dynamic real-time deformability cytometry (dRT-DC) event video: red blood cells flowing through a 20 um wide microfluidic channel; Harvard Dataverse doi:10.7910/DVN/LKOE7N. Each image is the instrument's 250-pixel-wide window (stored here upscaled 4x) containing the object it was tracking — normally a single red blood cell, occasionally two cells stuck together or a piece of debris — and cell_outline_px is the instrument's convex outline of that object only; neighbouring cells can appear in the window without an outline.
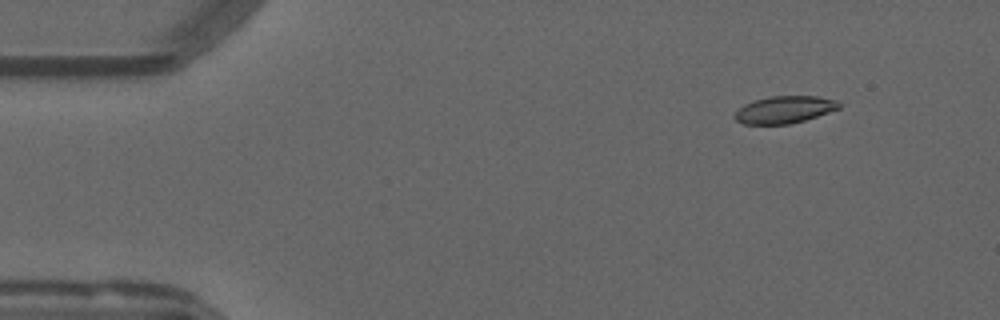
{"species": "common noctule bat (a hibernating species)", "species_latin": "Nyctalus noctula", "temperature_condition": "warm", "stored_images_in_passage": 26, "camera_frame_rate_fps": 3000, "um_per_image_px": 0.085, "animal": {"sex": "male", "forearm_length_mm": 52.5}, "frame": {"image": 1, "passage_image": 6, "time_ms": 1.667, "image_size_px": [1000, 320], "cell_outline_px": [[840, 108], [804, 120], [788, 124], [744, 124], [736, 120], [732, 116], [744, 104], [752, 100], [772, 96], [820, 96], [836, 100], [840, 104]], "centroid_in_image_um": [66.65, 9.31], "position_along_channel_um": 18.3, "area_um2": 16.47}}
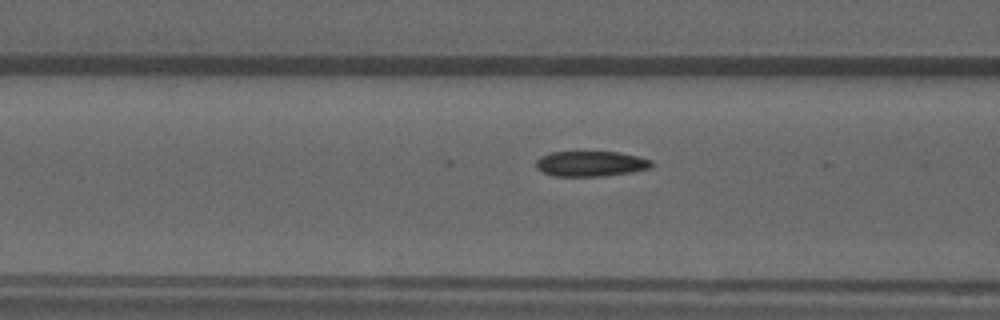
{"frame": {"image": 2, "passage_image": 21, "time_ms": 6.667, "image_size_px": [1000, 320], "cell_outline_px": [[652, 168], [632, 172], [604, 176], [552, 176], [536, 168], [536, 160], [540, 156], [548, 152], [620, 152], [652, 160]], "centroid_in_image_um": [50.2, 13.92], "position_along_channel_um": 116.4, "area_um2": 17.17}}
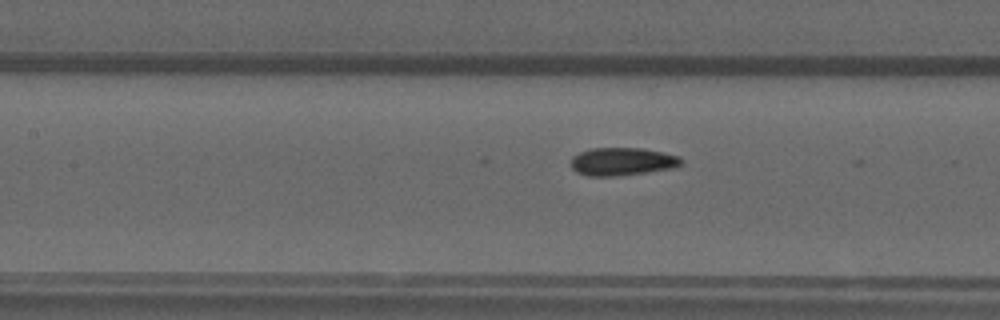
{"frame": {"image": 3, "passage_image": 24, "time_ms": 7.667, "image_size_px": [1000, 320], "cell_outline_px": [[684, 160], [676, 168], [616, 176], [588, 176], [576, 172], [572, 168], [572, 156], [580, 152], [592, 148], [640, 148], [664, 152], [680, 156]], "centroid_in_image_um": [52.92, 13.73], "position_along_channel_um": 154.5, "area_um2": 18.03}}